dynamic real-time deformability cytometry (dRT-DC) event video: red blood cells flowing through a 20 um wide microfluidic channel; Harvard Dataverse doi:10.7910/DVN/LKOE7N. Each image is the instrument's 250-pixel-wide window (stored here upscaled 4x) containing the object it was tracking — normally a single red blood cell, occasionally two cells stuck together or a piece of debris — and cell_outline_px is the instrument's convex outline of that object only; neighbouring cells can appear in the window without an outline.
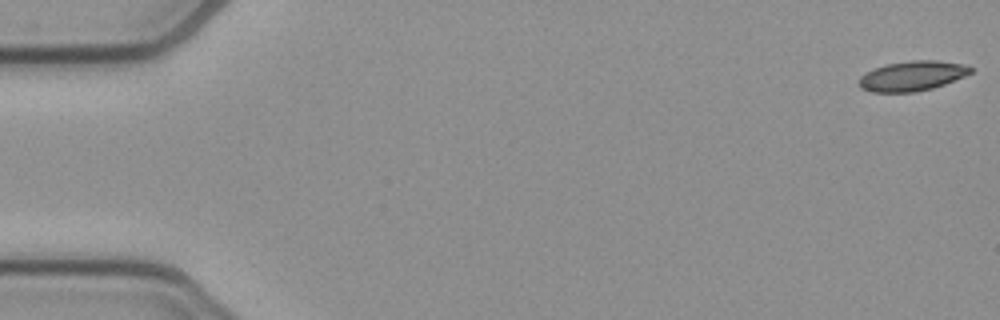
{"species": "common noctule bat (a hibernating species)", "species_latin": "Nyctalus noctula", "temperature_condition": "cold", "stored_images_in_passage": 53, "camera_frame_rate_fps": 3000, "um_per_image_px": 0.085, "animal": {"sex": "female", "body_mass_g": 21.9}, "frame": {"image": 1, "passage_image": 1, "time_ms": 0.0, "image_size_px": [1000, 320], "cell_outline_px": [[972, 72], [964, 76], [944, 84], [932, 88], [912, 92], [872, 92], [860, 88], [860, 76], [864, 72], [872, 68], [888, 64], [912, 60], [936, 60], [968, 64], [972, 68]], "centroid_in_image_um": [77.54, 6.44], "position_along_channel_um": 7.5, "area_um2": 19.48}}
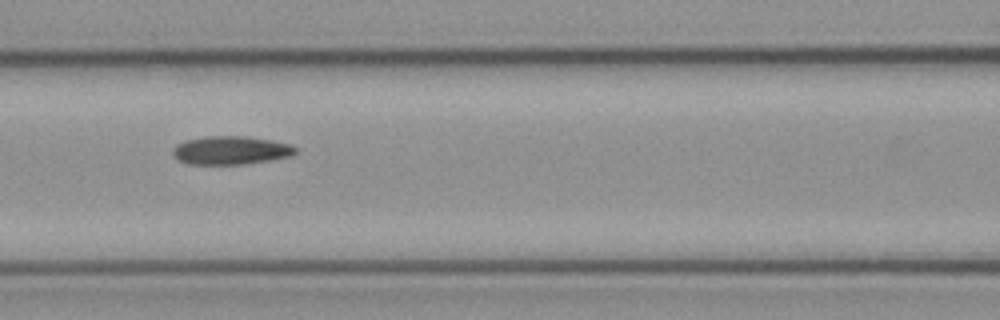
{"frame": {"image": 2, "passage_image": 23, "time_ms": 7.333, "image_size_px": [1000, 320], "cell_outline_px": [[296, 152], [292, 156], [272, 160], [244, 164], [188, 164], [176, 160], [172, 156], [172, 148], [176, 144], [184, 140], [204, 136], [248, 136], [272, 140], [292, 144], [296, 148]], "centroid_in_image_um": [19.59, 12.77], "position_along_channel_um": 147.0, "area_um2": 20.75}}
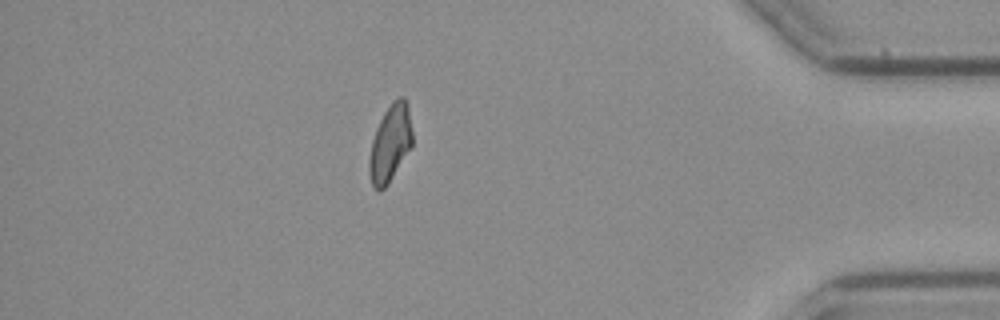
{"frame": {"image": 3, "passage_image": 46, "time_ms": 15.0, "image_size_px": [1000, 320], "cell_outline_px": [[412, 148], [388, 184], [380, 192], [372, 184], [368, 172], [368, 160], [372, 140], [376, 128], [384, 112], [392, 100], [400, 96], [404, 96], [408, 104], [412, 132]], "centroid_in_image_um": [33.17, 12.18], "position_along_channel_um": 402.0, "area_um2": 19.65}, "authors_computed_cell_mechanics": {"area_um2": 19.8254, "velocity_mm_per_s": 3.9015, "shape_relaxation_time_tau1_ms": null, "shape_relaxation_time_tau2_ms": 10.8826, "deformation_change_tau1": null, "deformation_change_tau2": 0.1886}}